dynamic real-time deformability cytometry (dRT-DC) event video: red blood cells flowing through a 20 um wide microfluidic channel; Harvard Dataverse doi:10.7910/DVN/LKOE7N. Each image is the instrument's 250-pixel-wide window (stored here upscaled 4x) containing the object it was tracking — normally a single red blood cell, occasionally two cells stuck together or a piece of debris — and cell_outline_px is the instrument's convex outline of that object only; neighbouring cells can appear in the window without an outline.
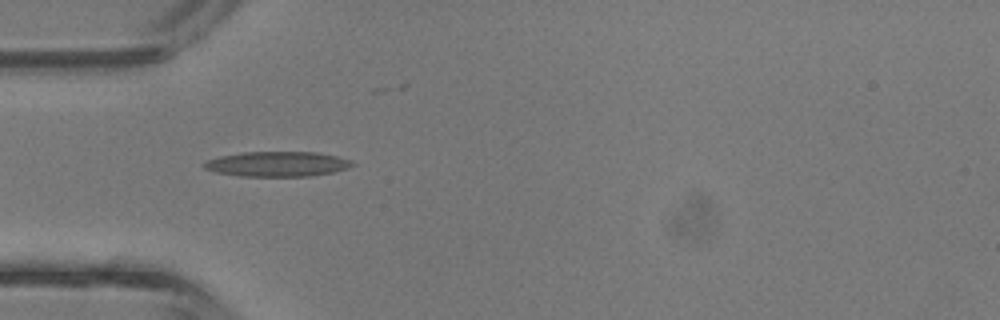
{"species": "common noctule bat (a hibernating species)", "species_latin": "Nyctalus noctula", "temperature_condition": "room temperature", "stored_images_in_passage": 30, "camera_frame_rate_fps": 3000, "um_per_image_px": 0.085, "animal": {"sex": "male", "body_mass_g": 13.3}, "frame": {"image": 1, "passage_image": 1, "time_ms": 0.0, "image_size_px": [1000, 320], "cell_outline_px": [[356, 164], [332, 172], [308, 176], [240, 176], [216, 172], [204, 168], [200, 164], [208, 160], [220, 156], [244, 152], [316, 152], [336, 156], [352, 160]], "centroid_in_image_um": [23.54, 13.94], "position_along_channel_um": 61.5, "area_um2": 21.44}}
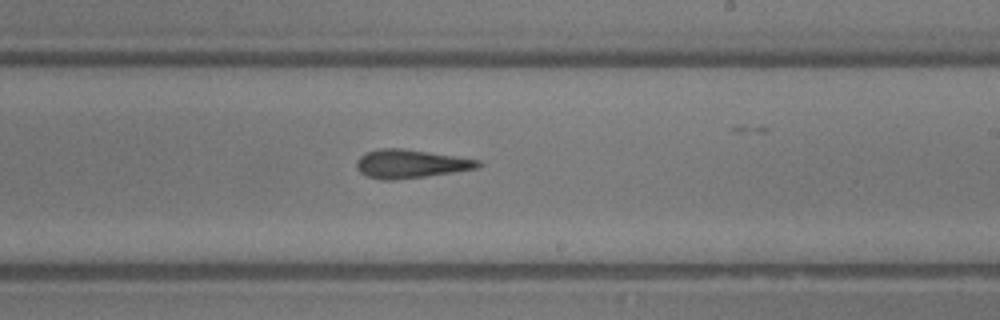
{"frame": {"image": 2, "passage_image": 13, "time_ms": 4.0, "image_size_px": [1000, 320], "cell_outline_px": [[484, 164], [480, 168], [424, 176], [392, 180], [380, 180], [368, 176], [360, 172], [356, 168], [356, 160], [360, 156], [368, 152], [380, 148], [400, 148], [480, 160]], "centroid_in_image_um": [34.89, 13.93], "position_along_channel_um": 254.1, "area_um2": 20.0}}
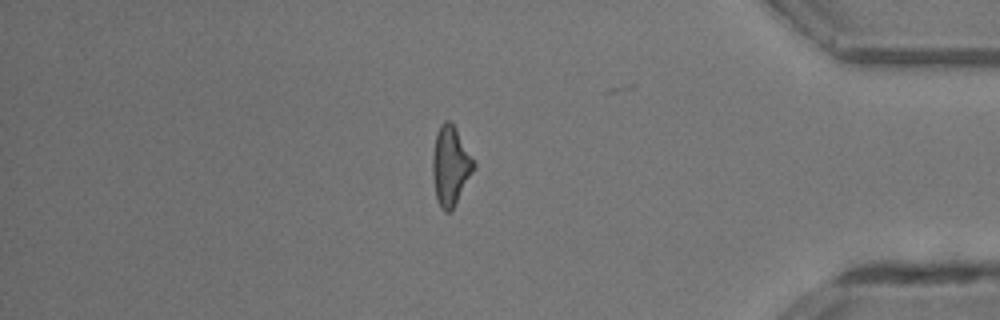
{"frame": {"image": 3, "passage_image": 24, "time_ms": 7.667, "image_size_px": [1000, 320], "cell_outline_px": [[476, 168], [452, 212], [444, 212], [440, 208], [436, 196], [432, 176], [432, 156], [436, 136], [440, 124], [444, 120], [448, 120], [456, 128], [476, 164]], "centroid_in_image_um": [38.3, 14.14], "position_along_channel_um": 396.9, "area_um2": 19.25}, "authors_computed_cell_mechanics": {"area_um2": 19.6809, "velocity_mm_per_s": 4.8456, "shape_relaxation_time_tau1_ms": 5.095, "shape_relaxation_time_tau2_ms": null, "deformation_change_tau1": 0.2483, "deformation_change_tau2": null}}